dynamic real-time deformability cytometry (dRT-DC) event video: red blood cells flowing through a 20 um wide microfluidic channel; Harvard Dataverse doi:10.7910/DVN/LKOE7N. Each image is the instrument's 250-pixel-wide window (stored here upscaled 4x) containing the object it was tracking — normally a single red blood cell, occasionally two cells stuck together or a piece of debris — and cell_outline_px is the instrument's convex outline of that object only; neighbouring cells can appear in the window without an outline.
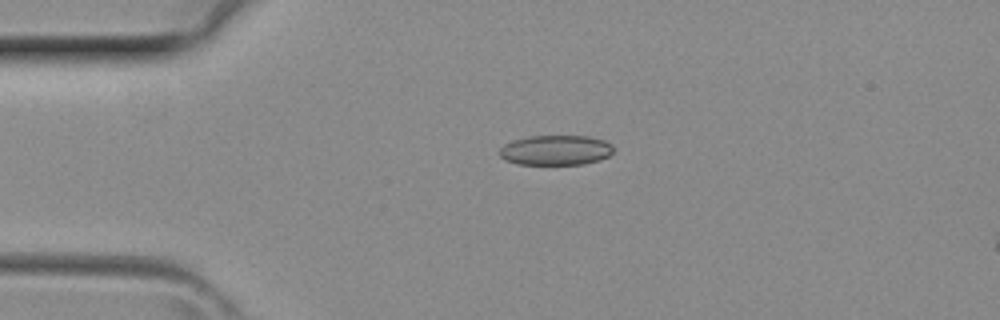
{"species": "common noctule bat (a hibernating species)", "species_latin": "Nyctalus noctula", "temperature_condition": "room temperature", "stored_images_in_passage": 3, "camera_frame_rate_fps": 3000, "um_per_image_px": 0.085, "animal": {"sex": "female", "body_mass_g": 29.2, "forearm_length_mm": 56.3}, "frame": {"image": 1, "passage_image": 1, "time_ms": 0.0, "image_size_px": [1000, 320], "cell_outline_px": [[612, 152], [608, 156], [600, 160], [584, 164], [520, 164], [504, 160], [496, 152], [504, 144], [512, 140], [528, 136], [588, 136], [604, 140], [612, 144]], "centroid_in_image_um": [47.2, 12.76], "position_along_channel_um": 37.8, "area_um2": 20.06}}